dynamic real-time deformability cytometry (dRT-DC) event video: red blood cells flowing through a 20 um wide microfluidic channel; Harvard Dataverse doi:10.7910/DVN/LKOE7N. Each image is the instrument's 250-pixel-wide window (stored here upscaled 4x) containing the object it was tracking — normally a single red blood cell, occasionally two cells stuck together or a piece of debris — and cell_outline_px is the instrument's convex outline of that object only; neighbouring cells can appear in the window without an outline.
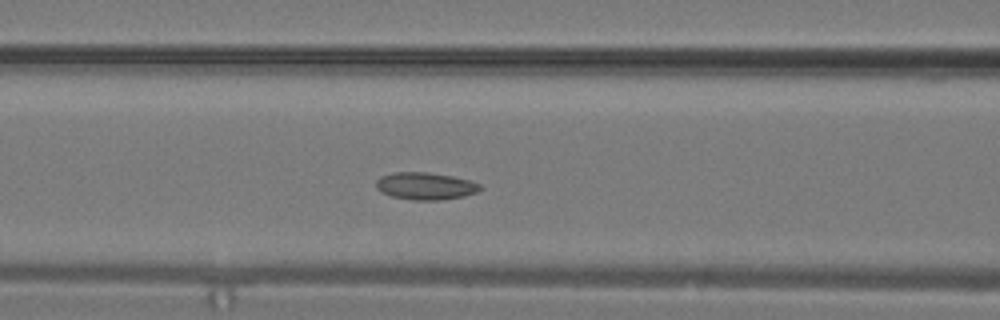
{"species": "common noctule bat (a hibernating species)", "species_latin": "Nyctalus noctula", "temperature_condition": "warm", "stored_images_in_passage": 14, "camera_frame_rate_fps": 3000, "um_per_image_px": 0.085, "animal": {"sex": "male", "body_mass_g": 19.2, "forearm_length_mm": 51.8}, "frame": {"image": 1, "passage_image": 10, "time_ms": 3.0, "image_size_px": [1000, 320], "cell_outline_px": [[484, 188], [476, 192], [464, 196], [440, 200], [412, 200], [392, 196], [376, 188], [376, 180], [380, 176], [392, 172], [428, 172], [452, 176], [468, 180], [480, 184]], "centroid_in_image_um": [36.16, 15.8], "position_along_channel_um": 130.4, "area_um2": 16.53}}
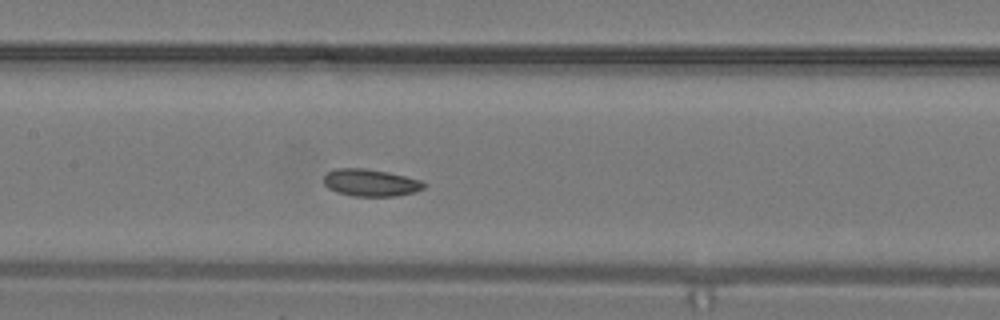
{"frame": {"image": 2, "passage_image": 12, "time_ms": 3.667, "image_size_px": [1000, 320], "cell_outline_px": [[424, 188], [416, 192], [396, 196], [352, 196], [336, 192], [328, 188], [324, 184], [324, 176], [328, 172], [336, 168], [364, 168], [388, 172], [424, 180]], "centroid_in_image_um": [31.52, 15.53], "position_along_channel_um": 175.9, "area_um2": 16.01}}
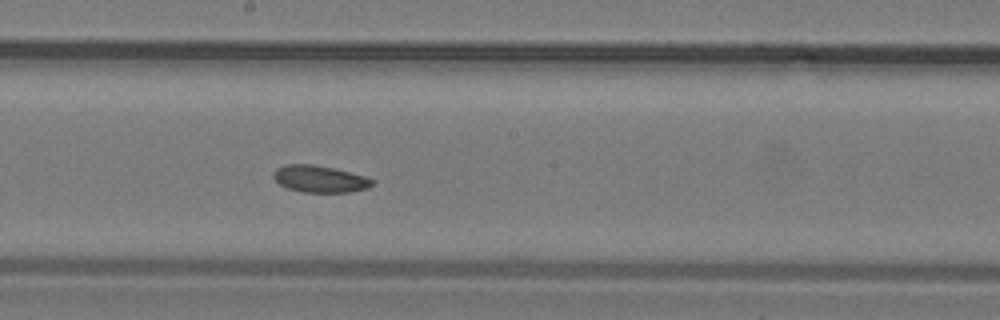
{"frame": {"image": 3, "passage_image": 14, "time_ms": 4.333, "image_size_px": [1000, 320], "cell_outline_px": [[376, 180], [368, 188], [348, 192], [304, 192], [288, 188], [280, 184], [272, 176], [272, 172], [276, 168], [284, 164], [312, 164], [332, 168], [368, 176]], "centroid_in_image_um": [27.19, 15.2], "position_along_channel_um": 221.0, "area_um2": 15.55}}